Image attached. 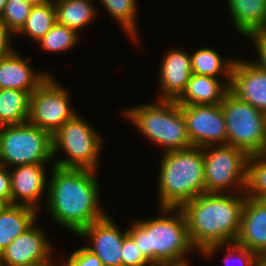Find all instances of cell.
Returning <instances> with one entry per match:
<instances>
[{
  "instance_id": "18",
  "label": "cell",
  "mask_w": 266,
  "mask_h": 266,
  "mask_svg": "<svg viewBox=\"0 0 266 266\" xmlns=\"http://www.w3.org/2000/svg\"><path fill=\"white\" fill-rule=\"evenodd\" d=\"M15 51L0 59V89H18L31 94L49 74L34 73L28 63L31 59L24 60Z\"/></svg>"
},
{
  "instance_id": "22",
  "label": "cell",
  "mask_w": 266,
  "mask_h": 266,
  "mask_svg": "<svg viewBox=\"0 0 266 266\" xmlns=\"http://www.w3.org/2000/svg\"><path fill=\"white\" fill-rule=\"evenodd\" d=\"M30 94L18 89H0V127L28 122Z\"/></svg>"
},
{
  "instance_id": "15",
  "label": "cell",
  "mask_w": 266,
  "mask_h": 266,
  "mask_svg": "<svg viewBox=\"0 0 266 266\" xmlns=\"http://www.w3.org/2000/svg\"><path fill=\"white\" fill-rule=\"evenodd\" d=\"M235 242L259 257H266V200L246 196L241 227Z\"/></svg>"
},
{
  "instance_id": "3",
  "label": "cell",
  "mask_w": 266,
  "mask_h": 266,
  "mask_svg": "<svg viewBox=\"0 0 266 266\" xmlns=\"http://www.w3.org/2000/svg\"><path fill=\"white\" fill-rule=\"evenodd\" d=\"M159 209L162 216L134 221L127 233L151 264L189 266L185 256L195 248L182 210L171 207Z\"/></svg>"
},
{
  "instance_id": "1",
  "label": "cell",
  "mask_w": 266,
  "mask_h": 266,
  "mask_svg": "<svg viewBox=\"0 0 266 266\" xmlns=\"http://www.w3.org/2000/svg\"><path fill=\"white\" fill-rule=\"evenodd\" d=\"M51 172L47 207L54 221L78 235L107 215L99 205L100 185L95 170L53 165Z\"/></svg>"
},
{
  "instance_id": "34",
  "label": "cell",
  "mask_w": 266,
  "mask_h": 266,
  "mask_svg": "<svg viewBox=\"0 0 266 266\" xmlns=\"http://www.w3.org/2000/svg\"><path fill=\"white\" fill-rule=\"evenodd\" d=\"M6 168L0 165V198L11 204V175Z\"/></svg>"
},
{
  "instance_id": "31",
  "label": "cell",
  "mask_w": 266,
  "mask_h": 266,
  "mask_svg": "<svg viewBox=\"0 0 266 266\" xmlns=\"http://www.w3.org/2000/svg\"><path fill=\"white\" fill-rule=\"evenodd\" d=\"M122 266H150L152 265L142 254L134 239L127 233L121 247Z\"/></svg>"
},
{
  "instance_id": "4",
  "label": "cell",
  "mask_w": 266,
  "mask_h": 266,
  "mask_svg": "<svg viewBox=\"0 0 266 266\" xmlns=\"http://www.w3.org/2000/svg\"><path fill=\"white\" fill-rule=\"evenodd\" d=\"M159 170V206L180 208L205 193L202 148L164 152Z\"/></svg>"
},
{
  "instance_id": "25",
  "label": "cell",
  "mask_w": 266,
  "mask_h": 266,
  "mask_svg": "<svg viewBox=\"0 0 266 266\" xmlns=\"http://www.w3.org/2000/svg\"><path fill=\"white\" fill-rule=\"evenodd\" d=\"M56 23L54 2L33 5L23 27L16 34H25L38 42Z\"/></svg>"
},
{
  "instance_id": "37",
  "label": "cell",
  "mask_w": 266,
  "mask_h": 266,
  "mask_svg": "<svg viewBox=\"0 0 266 266\" xmlns=\"http://www.w3.org/2000/svg\"><path fill=\"white\" fill-rule=\"evenodd\" d=\"M25 1L29 2L32 5H40V4L46 3L51 0H25Z\"/></svg>"
},
{
  "instance_id": "14",
  "label": "cell",
  "mask_w": 266,
  "mask_h": 266,
  "mask_svg": "<svg viewBox=\"0 0 266 266\" xmlns=\"http://www.w3.org/2000/svg\"><path fill=\"white\" fill-rule=\"evenodd\" d=\"M229 88L236 97L266 113V71L253 61L235 59Z\"/></svg>"
},
{
  "instance_id": "26",
  "label": "cell",
  "mask_w": 266,
  "mask_h": 266,
  "mask_svg": "<svg viewBox=\"0 0 266 266\" xmlns=\"http://www.w3.org/2000/svg\"><path fill=\"white\" fill-rule=\"evenodd\" d=\"M245 194L250 198L266 200V153L249 156Z\"/></svg>"
},
{
  "instance_id": "12",
  "label": "cell",
  "mask_w": 266,
  "mask_h": 266,
  "mask_svg": "<svg viewBox=\"0 0 266 266\" xmlns=\"http://www.w3.org/2000/svg\"><path fill=\"white\" fill-rule=\"evenodd\" d=\"M48 241L33 224L0 252V266H38L49 262L53 247Z\"/></svg>"
},
{
  "instance_id": "28",
  "label": "cell",
  "mask_w": 266,
  "mask_h": 266,
  "mask_svg": "<svg viewBox=\"0 0 266 266\" xmlns=\"http://www.w3.org/2000/svg\"><path fill=\"white\" fill-rule=\"evenodd\" d=\"M78 34L73 29L56 22L53 27L38 41V44L49 52H62L74 47Z\"/></svg>"
},
{
  "instance_id": "36",
  "label": "cell",
  "mask_w": 266,
  "mask_h": 266,
  "mask_svg": "<svg viewBox=\"0 0 266 266\" xmlns=\"http://www.w3.org/2000/svg\"><path fill=\"white\" fill-rule=\"evenodd\" d=\"M253 266H266V257H259Z\"/></svg>"
},
{
  "instance_id": "21",
  "label": "cell",
  "mask_w": 266,
  "mask_h": 266,
  "mask_svg": "<svg viewBox=\"0 0 266 266\" xmlns=\"http://www.w3.org/2000/svg\"><path fill=\"white\" fill-rule=\"evenodd\" d=\"M37 211L18 204L6 206L0 213V252L34 224Z\"/></svg>"
},
{
  "instance_id": "11",
  "label": "cell",
  "mask_w": 266,
  "mask_h": 266,
  "mask_svg": "<svg viewBox=\"0 0 266 266\" xmlns=\"http://www.w3.org/2000/svg\"><path fill=\"white\" fill-rule=\"evenodd\" d=\"M187 132L192 146L227 145V131L220 104L182 105Z\"/></svg>"
},
{
  "instance_id": "33",
  "label": "cell",
  "mask_w": 266,
  "mask_h": 266,
  "mask_svg": "<svg viewBox=\"0 0 266 266\" xmlns=\"http://www.w3.org/2000/svg\"><path fill=\"white\" fill-rule=\"evenodd\" d=\"M246 37L254 40L253 43L257 49V55L260 57L258 61L255 60L253 63L261 70L266 71V29L256 30L249 33Z\"/></svg>"
},
{
  "instance_id": "32",
  "label": "cell",
  "mask_w": 266,
  "mask_h": 266,
  "mask_svg": "<svg viewBox=\"0 0 266 266\" xmlns=\"http://www.w3.org/2000/svg\"><path fill=\"white\" fill-rule=\"evenodd\" d=\"M63 266H103L101 260L86 246L71 253Z\"/></svg>"
},
{
  "instance_id": "35",
  "label": "cell",
  "mask_w": 266,
  "mask_h": 266,
  "mask_svg": "<svg viewBox=\"0 0 266 266\" xmlns=\"http://www.w3.org/2000/svg\"><path fill=\"white\" fill-rule=\"evenodd\" d=\"M12 32L7 28L4 22L0 19V59L12 53L10 37Z\"/></svg>"
},
{
  "instance_id": "17",
  "label": "cell",
  "mask_w": 266,
  "mask_h": 266,
  "mask_svg": "<svg viewBox=\"0 0 266 266\" xmlns=\"http://www.w3.org/2000/svg\"><path fill=\"white\" fill-rule=\"evenodd\" d=\"M45 163L18 165L11 175V204L24 205L37 210L39 198L48 188ZM23 202L17 201L20 199Z\"/></svg>"
},
{
  "instance_id": "40",
  "label": "cell",
  "mask_w": 266,
  "mask_h": 266,
  "mask_svg": "<svg viewBox=\"0 0 266 266\" xmlns=\"http://www.w3.org/2000/svg\"><path fill=\"white\" fill-rule=\"evenodd\" d=\"M150 266H182V265H176V264H152Z\"/></svg>"
},
{
  "instance_id": "39",
  "label": "cell",
  "mask_w": 266,
  "mask_h": 266,
  "mask_svg": "<svg viewBox=\"0 0 266 266\" xmlns=\"http://www.w3.org/2000/svg\"><path fill=\"white\" fill-rule=\"evenodd\" d=\"M8 0H0V17L3 13V10H4V7H5V4Z\"/></svg>"
},
{
  "instance_id": "5",
  "label": "cell",
  "mask_w": 266,
  "mask_h": 266,
  "mask_svg": "<svg viewBox=\"0 0 266 266\" xmlns=\"http://www.w3.org/2000/svg\"><path fill=\"white\" fill-rule=\"evenodd\" d=\"M154 104L134 106L123 110L134 126L147 138L162 146L163 152L193 147L187 132L182 105L176 100H158Z\"/></svg>"
},
{
  "instance_id": "8",
  "label": "cell",
  "mask_w": 266,
  "mask_h": 266,
  "mask_svg": "<svg viewBox=\"0 0 266 266\" xmlns=\"http://www.w3.org/2000/svg\"><path fill=\"white\" fill-rule=\"evenodd\" d=\"M75 115L66 121L53 135V158L58 149L67 154L53 164L61 168H85L97 170L102 140L91 124Z\"/></svg>"
},
{
  "instance_id": "41",
  "label": "cell",
  "mask_w": 266,
  "mask_h": 266,
  "mask_svg": "<svg viewBox=\"0 0 266 266\" xmlns=\"http://www.w3.org/2000/svg\"><path fill=\"white\" fill-rule=\"evenodd\" d=\"M38 266H57V265L54 264V262L52 263V261L50 260L49 262L42 264V265H38Z\"/></svg>"
},
{
  "instance_id": "16",
  "label": "cell",
  "mask_w": 266,
  "mask_h": 266,
  "mask_svg": "<svg viewBox=\"0 0 266 266\" xmlns=\"http://www.w3.org/2000/svg\"><path fill=\"white\" fill-rule=\"evenodd\" d=\"M160 65L159 83L161 94L158 100H177L190 80L191 56L180 49H171L165 53Z\"/></svg>"
},
{
  "instance_id": "29",
  "label": "cell",
  "mask_w": 266,
  "mask_h": 266,
  "mask_svg": "<svg viewBox=\"0 0 266 266\" xmlns=\"http://www.w3.org/2000/svg\"><path fill=\"white\" fill-rule=\"evenodd\" d=\"M32 7L25 0H8L0 19L13 34L17 33L25 24Z\"/></svg>"
},
{
  "instance_id": "7",
  "label": "cell",
  "mask_w": 266,
  "mask_h": 266,
  "mask_svg": "<svg viewBox=\"0 0 266 266\" xmlns=\"http://www.w3.org/2000/svg\"><path fill=\"white\" fill-rule=\"evenodd\" d=\"M53 159L52 135L29 122L0 127V165L47 163Z\"/></svg>"
},
{
  "instance_id": "13",
  "label": "cell",
  "mask_w": 266,
  "mask_h": 266,
  "mask_svg": "<svg viewBox=\"0 0 266 266\" xmlns=\"http://www.w3.org/2000/svg\"><path fill=\"white\" fill-rule=\"evenodd\" d=\"M111 217L106 215L84 228L77 236L89 237L91 250L101 260L103 266H122V242L127 231L120 232Z\"/></svg>"
},
{
  "instance_id": "10",
  "label": "cell",
  "mask_w": 266,
  "mask_h": 266,
  "mask_svg": "<svg viewBox=\"0 0 266 266\" xmlns=\"http://www.w3.org/2000/svg\"><path fill=\"white\" fill-rule=\"evenodd\" d=\"M69 94L49 76L30 94L28 122L53 135L77 112L70 108Z\"/></svg>"
},
{
  "instance_id": "24",
  "label": "cell",
  "mask_w": 266,
  "mask_h": 266,
  "mask_svg": "<svg viewBox=\"0 0 266 266\" xmlns=\"http://www.w3.org/2000/svg\"><path fill=\"white\" fill-rule=\"evenodd\" d=\"M190 56L192 74L218 78L217 75L222 72L226 82L231 81V71L235 60L229 59L225 63L216 50L207 47L200 48Z\"/></svg>"
},
{
  "instance_id": "9",
  "label": "cell",
  "mask_w": 266,
  "mask_h": 266,
  "mask_svg": "<svg viewBox=\"0 0 266 266\" xmlns=\"http://www.w3.org/2000/svg\"><path fill=\"white\" fill-rule=\"evenodd\" d=\"M202 151L205 193H224L232 186L234 190L241 188V194L245 193L250 156L246 151L230 145L207 146Z\"/></svg>"
},
{
  "instance_id": "19",
  "label": "cell",
  "mask_w": 266,
  "mask_h": 266,
  "mask_svg": "<svg viewBox=\"0 0 266 266\" xmlns=\"http://www.w3.org/2000/svg\"><path fill=\"white\" fill-rule=\"evenodd\" d=\"M230 82H220L218 78L191 74L187 87L176 100L179 105L220 104L230 91Z\"/></svg>"
},
{
  "instance_id": "23",
  "label": "cell",
  "mask_w": 266,
  "mask_h": 266,
  "mask_svg": "<svg viewBox=\"0 0 266 266\" xmlns=\"http://www.w3.org/2000/svg\"><path fill=\"white\" fill-rule=\"evenodd\" d=\"M56 10V22L78 30L92 22L96 15V9L90 0H61L54 2Z\"/></svg>"
},
{
  "instance_id": "20",
  "label": "cell",
  "mask_w": 266,
  "mask_h": 266,
  "mask_svg": "<svg viewBox=\"0 0 266 266\" xmlns=\"http://www.w3.org/2000/svg\"><path fill=\"white\" fill-rule=\"evenodd\" d=\"M234 27L242 36L266 29V0H228Z\"/></svg>"
},
{
  "instance_id": "38",
  "label": "cell",
  "mask_w": 266,
  "mask_h": 266,
  "mask_svg": "<svg viewBox=\"0 0 266 266\" xmlns=\"http://www.w3.org/2000/svg\"><path fill=\"white\" fill-rule=\"evenodd\" d=\"M8 203L4 201L2 198H0V213L6 208Z\"/></svg>"
},
{
  "instance_id": "30",
  "label": "cell",
  "mask_w": 266,
  "mask_h": 266,
  "mask_svg": "<svg viewBox=\"0 0 266 266\" xmlns=\"http://www.w3.org/2000/svg\"><path fill=\"white\" fill-rule=\"evenodd\" d=\"M221 246L222 247L227 246V250H228V253L226 254L227 257L225 258V262H226L225 266H229L228 261H231L235 255H237L236 257H238L236 259H237V262L239 263V266H253V264L259 258V256L255 252L248 250L246 247L240 246L236 242L209 246L202 254L211 256L214 253H216L217 252L216 250H219Z\"/></svg>"
},
{
  "instance_id": "27",
  "label": "cell",
  "mask_w": 266,
  "mask_h": 266,
  "mask_svg": "<svg viewBox=\"0 0 266 266\" xmlns=\"http://www.w3.org/2000/svg\"><path fill=\"white\" fill-rule=\"evenodd\" d=\"M110 15L122 26L123 30L137 41L136 0H100Z\"/></svg>"
},
{
  "instance_id": "6",
  "label": "cell",
  "mask_w": 266,
  "mask_h": 266,
  "mask_svg": "<svg viewBox=\"0 0 266 266\" xmlns=\"http://www.w3.org/2000/svg\"><path fill=\"white\" fill-rule=\"evenodd\" d=\"M220 105L226 123L227 145L240 148L249 155L266 153V113L230 91Z\"/></svg>"
},
{
  "instance_id": "2",
  "label": "cell",
  "mask_w": 266,
  "mask_h": 266,
  "mask_svg": "<svg viewBox=\"0 0 266 266\" xmlns=\"http://www.w3.org/2000/svg\"><path fill=\"white\" fill-rule=\"evenodd\" d=\"M204 193L183 204L190 241L203 253L209 246L235 242L246 194Z\"/></svg>"
}]
</instances>
